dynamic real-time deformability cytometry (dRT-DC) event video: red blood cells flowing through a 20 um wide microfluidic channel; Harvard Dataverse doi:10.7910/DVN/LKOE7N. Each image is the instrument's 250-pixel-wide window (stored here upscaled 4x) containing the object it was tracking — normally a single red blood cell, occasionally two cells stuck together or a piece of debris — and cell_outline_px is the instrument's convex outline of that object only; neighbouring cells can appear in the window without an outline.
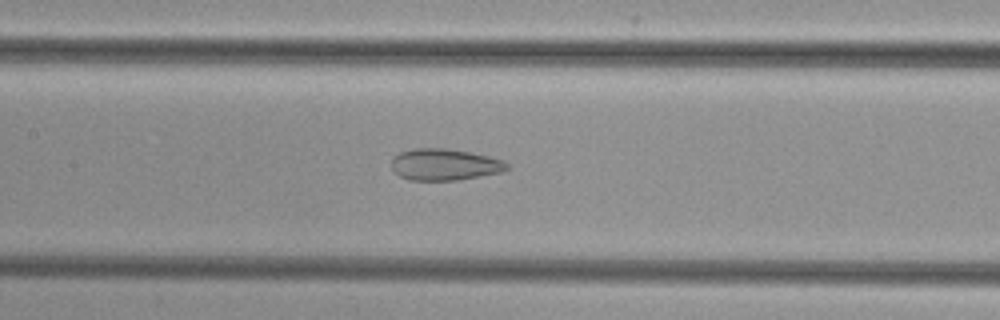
{"species": "common noctule bat (a hibernating species)", "species_latin": "Nyctalus noctula", "temperature_condition": "cold", "stored_images_in_passage": 44, "camera_frame_rate_fps": 3000, "um_per_image_px": 0.085, "animal": {"sex": "female", "body_mass_g": 29.2, "forearm_length_mm": 56.3}, "frame": {"image": 1, "passage_image": 17, "time_ms": 5.333, "image_size_px": [1000, 320], "cell_outline_px": [[512, 168], [504, 172], [456, 180], [408, 180], [392, 172], [392, 156], [400, 152], [412, 148], [448, 148], [488, 156], [504, 160]], "centroid_in_image_um": [37.79, 13.98], "position_along_channel_um": 169.6, "area_um2": 21.56}}
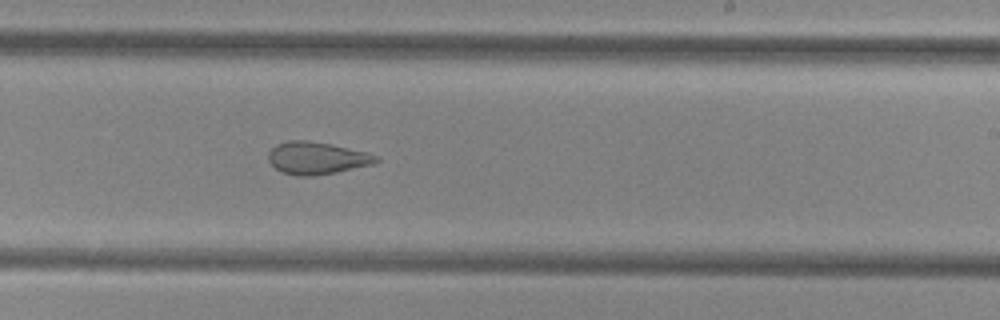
{"frame": {"image": 2, "passage_image": 24, "time_ms": 7.667, "image_size_px": [1000, 320], "cell_outline_px": [[380, 160], [376, 164], [336, 172], [312, 176], [296, 176], [280, 172], [268, 160], [268, 152], [276, 144], [288, 140], [308, 140], [332, 144], [368, 152], [380, 156]], "centroid_in_image_um": [26.96, 13.43], "position_along_channel_um": 262.0, "area_um2": 20.69}}
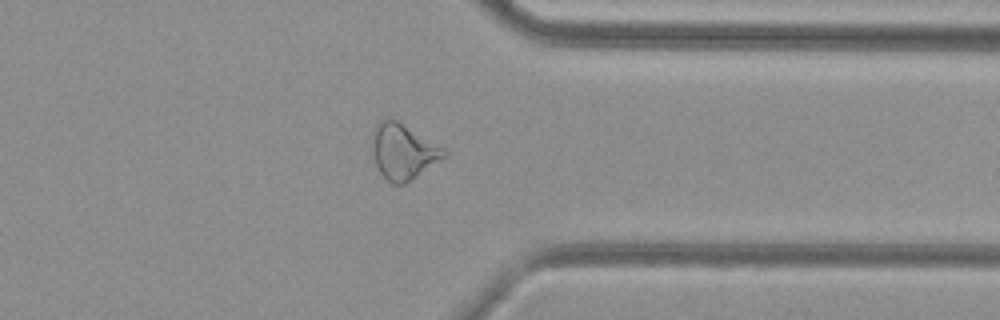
{"frame": {"image": 3, "passage_image": 33, "time_ms": 10.667, "image_size_px": [1000, 320], "cell_outline_px": [[448, 152], [444, 156], [404, 184], [392, 184], [380, 172], [376, 164], [372, 148], [372, 132], [376, 124], [380, 120], [388, 116], [396, 120], [444, 148]], "centroid_in_image_um": [34.21, 12.84], "position_along_channel_um": 377.2, "area_um2": 22.66}}